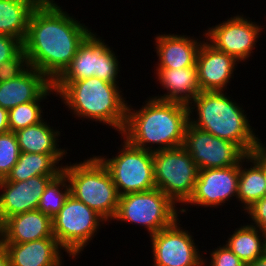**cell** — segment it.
Masks as SVG:
<instances>
[{"instance_id": "obj_8", "label": "cell", "mask_w": 266, "mask_h": 266, "mask_svg": "<svg viewBox=\"0 0 266 266\" xmlns=\"http://www.w3.org/2000/svg\"><path fill=\"white\" fill-rule=\"evenodd\" d=\"M93 32L78 47L70 65L53 82L56 94L69 82L93 76L109 83L119 84L121 65L114 48ZM117 55V56H116ZM120 73V74H119ZM119 74V75H118Z\"/></svg>"}, {"instance_id": "obj_14", "label": "cell", "mask_w": 266, "mask_h": 266, "mask_svg": "<svg viewBox=\"0 0 266 266\" xmlns=\"http://www.w3.org/2000/svg\"><path fill=\"white\" fill-rule=\"evenodd\" d=\"M238 184L239 165L199 170L194 192L181 208V215L191 211L189 207L216 209L220 206L222 208L233 198L237 201Z\"/></svg>"}, {"instance_id": "obj_38", "label": "cell", "mask_w": 266, "mask_h": 266, "mask_svg": "<svg viewBox=\"0 0 266 266\" xmlns=\"http://www.w3.org/2000/svg\"><path fill=\"white\" fill-rule=\"evenodd\" d=\"M24 1H27V2H51L53 0H24Z\"/></svg>"}, {"instance_id": "obj_3", "label": "cell", "mask_w": 266, "mask_h": 266, "mask_svg": "<svg viewBox=\"0 0 266 266\" xmlns=\"http://www.w3.org/2000/svg\"><path fill=\"white\" fill-rule=\"evenodd\" d=\"M227 94L225 91H201L188 104L189 123L237 144L248 155L262 141L251 126L243 105Z\"/></svg>"}, {"instance_id": "obj_15", "label": "cell", "mask_w": 266, "mask_h": 266, "mask_svg": "<svg viewBox=\"0 0 266 266\" xmlns=\"http://www.w3.org/2000/svg\"><path fill=\"white\" fill-rule=\"evenodd\" d=\"M52 179L51 176H33L20 182L0 179V225L13 215L37 210Z\"/></svg>"}, {"instance_id": "obj_37", "label": "cell", "mask_w": 266, "mask_h": 266, "mask_svg": "<svg viewBox=\"0 0 266 266\" xmlns=\"http://www.w3.org/2000/svg\"><path fill=\"white\" fill-rule=\"evenodd\" d=\"M248 266H266V254L252 263H250Z\"/></svg>"}, {"instance_id": "obj_23", "label": "cell", "mask_w": 266, "mask_h": 266, "mask_svg": "<svg viewBox=\"0 0 266 266\" xmlns=\"http://www.w3.org/2000/svg\"><path fill=\"white\" fill-rule=\"evenodd\" d=\"M66 156L68 155L21 152L17 163L5 179L15 182L24 181L33 176H51L54 179L62 173L64 166L62 161L67 159Z\"/></svg>"}, {"instance_id": "obj_13", "label": "cell", "mask_w": 266, "mask_h": 266, "mask_svg": "<svg viewBox=\"0 0 266 266\" xmlns=\"http://www.w3.org/2000/svg\"><path fill=\"white\" fill-rule=\"evenodd\" d=\"M182 147L199 170L239 165L247 154L235 143L213 136L188 123Z\"/></svg>"}, {"instance_id": "obj_34", "label": "cell", "mask_w": 266, "mask_h": 266, "mask_svg": "<svg viewBox=\"0 0 266 266\" xmlns=\"http://www.w3.org/2000/svg\"><path fill=\"white\" fill-rule=\"evenodd\" d=\"M265 142H261L253 151L249 154L262 168L266 177V146Z\"/></svg>"}, {"instance_id": "obj_12", "label": "cell", "mask_w": 266, "mask_h": 266, "mask_svg": "<svg viewBox=\"0 0 266 266\" xmlns=\"http://www.w3.org/2000/svg\"><path fill=\"white\" fill-rule=\"evenodd\" d=\"M179 219L150 236L152 266H204L203 253L207 255V250L199 249L192 235L194 232L181 227Z\"/></svg>"}, {"instance_id": "obj_1", "label": "cell", "mask_w": 266, "mask_h": 266, "mask_svg": "<svg viewBox=\"0 0 266 266\" xmlns=\"http://www.w3.org/2000/svg\"><path fill=\"white\" fill-rule=\"evenodd\" d=\"M55 0L30 16L23 50L29 66L54 82L70 65L78 47L93 32ZM72 15V16H71ZM77 19V20H76Z\"/></svg>"}, {"instance_id": "obj_5", "label": "cell", "mask_w": 266, "mask_h": 266, "mask_svg": "<svg viewBox=\"0 0 266 266\" xmlns=\"http://www.w3.org/2000/svg\"><path fill=\"white\" fill-rule=\"evenodd\" d=\"M62 172L68 179L70 194L101 215L107 224L112 223L120 195L107 167L96 156L80 162H65Z\"/></svg>"}, {"instance_id": "obj_36", "label": "cell", "mask_w": 266, "mask_h": 266, "mask_svg": "<svg viewBox=\"0 0 266 266\" xmlns=\"http://www.w3.org/2000/svg\"><path fill=\"white\" fill-rule=\"evenodd\" d=\"M0 266H10L8 253L0 241Z\"/></svg>"}, {"instance_id": "obj_33", "label": "cell", "mask_w": 266, "mask_h": 266, "mask_svg": "<svg viewBox=\"0 0 266 266\" xmlns=\"http://www.w3.org/2000/svg\"><path fill=\"white\" fill-rule=\"evenodd\" d=\"M22 48L19 39L0 34V64L12 59Z\"/></svg>"}, {"instance_id": "obj_30", "label": "cell", "mask_w": 266, "mask_h": 266, "mask_svg": "<svg viewBox=\"0 0 266 266\" xmlns=\"http://www.w3.org/2000/svg\"><path fill=\"white\" fill-rule=\"evenodd\" d=\"M209 252L210 259L204 257V266H246L224 243Z\"/></svg>"}, {"instance_id": "obj_35", "label": "cell", "mask_w": 266, "mask_h": 266, "mask_svg": "<svg viewBox=\"0 0 266 266\" xmlns=\"http://www.w3.org/2000/svg\"><path fill=\"white\" fill-rule=\"evenodd\" d=\"M8 131H10L8 122V110L0 107V134Z\"/></svg>"}, {"instance_id": "obj_17", "label": "cell", "mask_w": 266, "mask_h": 266, "mask_svg": "<svg viewBox=\"0 0 266 266\" xmlns=\"http://www.w3.org/2000/svg\"><path fill=\"white\" fill-rule=\"evenodd\" d=\"M240 64L234 57L216 50L206 40L202 43L196 62L197 80L201 91H225L234 79Z\"/></svg>"}, {"instance_id": "obj_25", "label": "cell", "mask_w": 266, "mask_h": 266, "mask_svg": "<svg viewBox=\"0 0 266 266\" xmlns=\"http://www.w3.org/2000/svg\"><path fill=\"white\" fill-rule=\"evenodd\" d=\"M265 195L266 177L263 168L248 154L239 164L237 201L241 204V211L245 212Z\"/></svg>"}, {"instance_id": "obj_20", "label": "cell", "mask_w": 266, "mask_h": 266, "mask_svg": "<svg viewBox=\"0 0 266 266\" xmlns=\"http://www.w3.org/2000/svg\"><path fill=\"white\" fill-rule=\"evenodd\" d=\"M3 245L8 253L10 266H64L65 250L56 238Z\"/></svg>"}, {"instance_id": "obj_10", "label": "cell", "mask_w": 266, "mask_h": 266, "mask_svg": "<svg viewBox=\"0 0 266 266\" xmlns=\"http://www.w3.org/2000/svg\"><path fill=\"white\" fill-rule=\"evenodd\" d=\"M121 137V145L112 158L97 155L110 172L119 195L156 188L153 152L131 145Z\"/></svg>"}, {"instance_id": "obj_32", "label": "cell", "mask_w": 266, "mask_h": 266, "mask_svg": "<svg viewBox=\"0 0 266 266\" xmlns=\"http://www.w3.org/2000/svg\"><path fill=\"white\" fill-rule=\"evenodd\" d=\"M243 213H247L251 225L266 231V195Z\"/></svg>"}, {"instance_id": "obj_2", "label": "cell", "mask_w": 266, "mask_h": 266, "mask_svg": "<svg viewBox=\"0 0 266 266\" xmlns=\"http://www.w3.org/2000/svg\"><path fill=\"white\" fill-rule=\"evenodd\" d=\"M142 107L127 105L126 123L120 134L131 145L155 152L182 146L189 123L188 105L147 97Z\"/></svg>"}, {"instance_id": "obj_22", "label": "cell", "mask_w": 266, "mask_h": 266, "mask_svg": "<svg viewBox=\"0 0 266 266\" xmlns=\"http://www.w3.org/2000/svg\"><path fill=\"white\" fill-rule=\"evenodd\" d=\"M21 152L37 154H68V148L58 144L61 132L50 126L46 118L40 123L14 132ZM60 137V138H59ZM60 140V141H59Z\"/></svg>"}, {"instance_id": "obj_28", "label": "cell", "mask_w": 266, "mask_h": 266, "mask_svg": "<svg viewBox=\"0 0 266 266\" xmlns=\"http://www.w3.org/2000/svg\"><path fill=\"white\" fill-rule=\"evenodd\" d=\"M41 102L43 101L26 102L10 109L8 111L9 130L16 132L43 121L45 106Z\"/></svg>"}, {"instance_id": "obj_19", "label": "cell", "mask_w": 266, "mask_h": 266, "mask_svg": "<svg viewBox=\"0 0 266 266\" xmlns=\"http://www.w3.org/2000/svg\"><path fill=\"white\" fill-rule=\"evenodd\" d=\"M43 238L55 237L52 218L40 210L13 215L0 225L2 243H24Z\"/></svg>"}, {"instance_id": "obj_21", "label": "cell", "mask_w": 266, "mask_h": 266, "mask_svg": "<svg viewBox=\"0 0 266 266\" xmlns=\"http://www.w3.org/2000/svg\"><path fill=\"white\" fill-rule=\"evenodd\" d=\"M156 81L165 91L164 94L151 96L162 101L180 102L188 105L201 92L196 67H185L177 69L154 68Z\"/></svg>"}, {"instance_id": "obj_18", "label": "cell", "mask_w": 266, "mask_h": 266, "mask_svg": "<svg viewBox=\"0 0 266 266\" xmlns=\"http://www.w3.org/2000/svg\"><path fill=\"white\" fill-rule=\"evenodd\" d=\"M204 36V37H202ZM196 39L187 34L158 33L154 37V51H156V69H177L196 67L197 56L202 43L206 40L205 33ZM203 38V40H202Z\"/></svg>"}, {"instance_id": "obj_6", "label": "cell", "mask_w": 266, "mask_h": 266, "mask_svg": "<svg viewBox=\"0 0 266 266\" xmlns=\"http://www.w3.org/2000/svg\"><path fill=\"white\" fill-rule=\"evenodd\" d=\"M179 208V209H178ZM181 209L160 189L127 193L119 198L117 213L112 220L142 226L149 237L181 218ZM134 223V224H133Z\"/></svg>"}, {"instance_id": "obj_7", "label": "cell", "mask_w": 266, "mask_h": 266, "mask_svg": "<svg viewBox=\"0 0 266 266\" xmlns=\"http://www.w3.org/2000/svg\"><path fill=\"white\" fill-rule=\"evenodd\" d=\"M106 222L95 210L70 194L60 211L52 218L53 235L68 257L75 260L93 242Z\"/></svg>"}, {"instance_id": "obj_24", "label": "cell", "mask_w": 266, "mask_h": 266, "mask_svg": "<svg viewBox=\"0 0 266 266\" xmlns=\"http://www.w3.org/2000/svg\"><path fill=\"white\" fill-rule=\"evenodd\" d=\"M247 224V225H246ZM227 236L225 244L246 265L266 254V233L246 222Z\"/></svg>"}, {"instance_id": "obj_31", "label": "cell", "mask_w": 266, "mask_h": 266, "mask_svg": "<svg viewBox=\"0 0 266 266\" xmlns=\"http://www.w3.org/2000/svg\"><path fill=\"white\" fill-rule=\"evenodd\" d=\"M29 67L23 48L10 60L0 64V83L20 76Z\"/></svg>"}, {"instance_id": "obj_26", "label": "cell", "mask_w": 266, "mask_h": 266, "mask_svg": "<svg viewBox=\"0 0 266 266\" xmlns=\"http://www.w3.org/2000/svg\"><path fill=\"white\" fill-rule=\"evenodd\" d=\"M50 2L0 0V34L25 40L32 11Z\"/></svg>"}, {"instance_id": "obj_11", "label": "cell", "mask_w": 266, "mask_h": 266, "mask_svg": "<svg viewBox=\"0 0 266 266\" xmlns=\"http://www.w3.org/2000/svg\"><path fill=\"white\" fill-rule=\"evenodd\" d=\"M228 19V20H227ZM215 26L205 30V39L216 50L229 54L238 62L249 61L250 57L260 41L261 33H265V26L252 21V18L244 14L234 13ZM250 19V20H249Z\"/></svg>"}, {"instance_id": "obj_29", "label": "cell", "mask_w": 266, "mask_h": 266, "mask_svg": "<svg viewBox=\"0 0 266 266\" xmlns=\"http://www.w3.org/2000/svg\"><path fill=\"white\" fill-rule=\"evenodd\" d=\"M20 148L14 132L0 134V179L6 178L20 156Z\"/></svg>"}, {"instance_id": "obj_9", "label": "cell", "mask_w": 266, "mask_h": 266, "mask_svg": "<svg viewBox=\"0 0 266 266\" xmlns=\"http://www.w3.org/2000/svg\"><path fill=\"white\" fill-rule=\"evenodd\" d=\"M156 188L168 196L180 209L191 198L199 168L182 147L153 152Z\"/></svg>"}, {"instance_id": "obj_16", "label": "cell", "mask_w": 266, "mask_h": 266, "mask_svg": "<svg viewBox=\"0 0 266 266\" xmlns=\"http://www.w3.org/2000/svg\"><path fill=\"white\" fill-rule=\"evenodd\" d=\"M51 95L56 97L53 82L31 66L17 78L0 83V107L8 111L22 103L45 101Z\"/></svg>"}, {"instance_id": "obj_27", "label": "cell", "mask_w": 266, "mask_h": 266, "mask_svg": "<svg viewBox=\"0 0 266 266\" xmlns=\"http://www.w3.org/2000/svg\"><path fill=\"white\" fill-rule=\"evenodd\" d=\"M69 195L70 185L62 172L45 187L37 210L53 218L60 211Z\"/></svg>"}, {"instance_id": "obj_4", "label": "cell", "mask_w": 266, "mask_h": 266, "mask_svg": "<svg viewBox=\"0 0 266 266\" xmlns=\"http://www.w3.org/2000/svg\"><path fill=\"white\" fill-rule=\"evenodd\" d=\"M118 85L93 76L69 81L56 97L74 118L102 123L120 135L126 123L128 101Z\"/></svg>"}]
</instances>
